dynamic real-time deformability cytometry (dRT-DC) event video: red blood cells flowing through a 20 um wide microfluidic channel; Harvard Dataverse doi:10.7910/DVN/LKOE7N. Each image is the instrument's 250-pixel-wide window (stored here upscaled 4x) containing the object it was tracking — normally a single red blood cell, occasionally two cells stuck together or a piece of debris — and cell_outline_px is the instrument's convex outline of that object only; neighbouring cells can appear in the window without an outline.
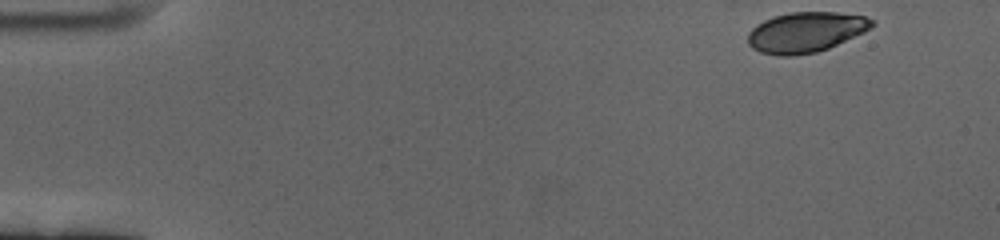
{"species": "human", "species_latin": "Homo sapiens", "temperature_condition": "cold", "stored_images_in_passage": 52, "camera_frame_rate_fps": 3000, "um_per_image_px": 0.085, "donor": {"sex": "female"}, "frame": {"image": 1, "passage_image": 1, "time_ms": 0.0, "image_size_px": [1000, 240], "cell_outline_px": [[876, 24], [872, 28], [864, 32], [828, 48], [816, 52], [792, 56], [780, 56], [760, 52], [752, 48], [748, 44], [748, 32], [756, 24], [764, 20], [776, 16], [792, 12], [836, 12], [864, 16], [876, 20]], "centroid_in_image_um": [68.5, 2.73], "position_along_channel_um": 16.5, "area_um2": 29.19}}
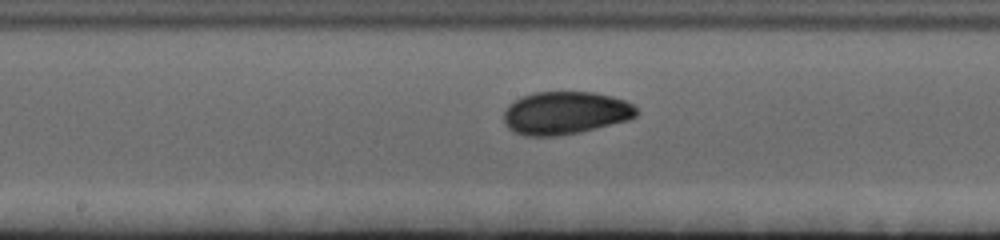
{"frame": {"image": 2, "passage_image": 28, "time_ms": 9.0, "image_size_px": [1000, 240], "cell_outline_px": [[640, 112], [636, 116], [628, 120], [580, 132], [556, 136], [524, 136], [512, 132], [504, 124], [504, 112], [508, 104], [520, 96], [532, 92], [592, 92], [612, 96], [624, 100], [632, 104]], "centroid_in_image_um": [48.01, 9.6], "position_along_channel_um": 200.2, "area_um2": 33.47}}
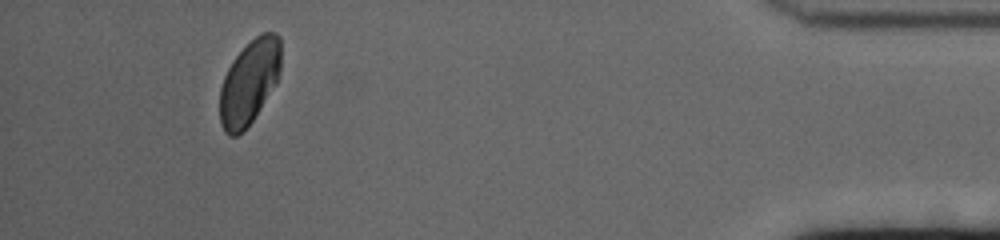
{"frame": {"image": 3, "passage_image": 52, "time_ms": 17.0, "image_size_px": [1000, 240], "cell_outline_px": [[280, 68], [276, 84], [244, 132], [236, 136], [228, 136], [224, 132], [220, 124], [220, 88], [224, 76], [232, 60], [256, 36], [264, 32], [276, 32], [280, 36]], "centroid_in_image_um": [21.18, 7.01], "position_along_channel_um": 414.0, "area_um2": 30.0}, "authors_computed_cell_mechanics": {"area_um2": 31.79, "velocity_mm_per_s": 3.3869, "shape_relaxation_time_tau1_ms": 4.29, "shape_relaxation_time_tau2_ms": 2.2934, "deformation_change_tau1": 0.1309, "deformation_change_tau2": 0.0256}}